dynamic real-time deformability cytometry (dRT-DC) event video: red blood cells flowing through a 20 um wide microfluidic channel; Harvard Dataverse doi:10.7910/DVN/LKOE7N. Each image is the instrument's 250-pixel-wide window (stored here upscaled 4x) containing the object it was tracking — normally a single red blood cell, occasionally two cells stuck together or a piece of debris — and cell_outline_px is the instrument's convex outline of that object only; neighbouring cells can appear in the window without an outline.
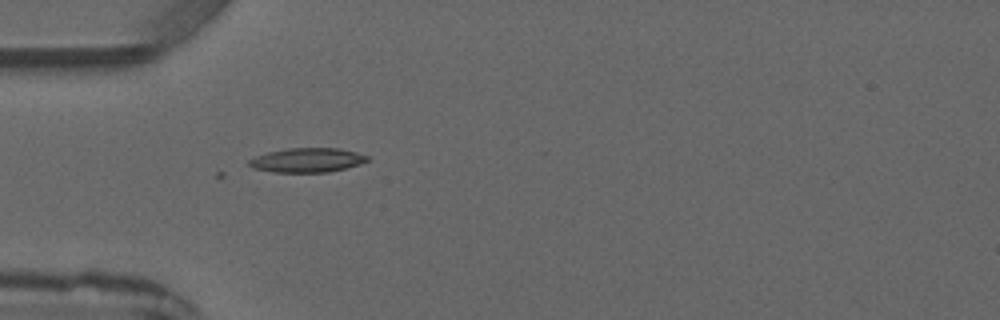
{"species": "common noctule bat (a hibernating species)", "species_latin": "Nyctalus noctula", "temperature_condition": "warm", "stored_images_in_passage": 2, "camera_frame_rate_fps": 3000, "um_per_image_px": 0.085, "animal": {"sex": "male", "forearm_length_mm": 52.5}, "frame": {"image": 1, "passage_image": 2, "time_ms": 1.333, "image_size_px": [1000, 320], "cell_outline_px": [[368, 160], [360, 164], [328, 172], [276, 172], [252, 168], [248, 164], [248, 160], [256, 156], [268, 152], [288, 148], [340, 148], [356, 152], [368, 156]], "centroid_in_image_um": [26.1, 13.6], "position_along_channel_um": 58.9, "area_um2": 16.65}}